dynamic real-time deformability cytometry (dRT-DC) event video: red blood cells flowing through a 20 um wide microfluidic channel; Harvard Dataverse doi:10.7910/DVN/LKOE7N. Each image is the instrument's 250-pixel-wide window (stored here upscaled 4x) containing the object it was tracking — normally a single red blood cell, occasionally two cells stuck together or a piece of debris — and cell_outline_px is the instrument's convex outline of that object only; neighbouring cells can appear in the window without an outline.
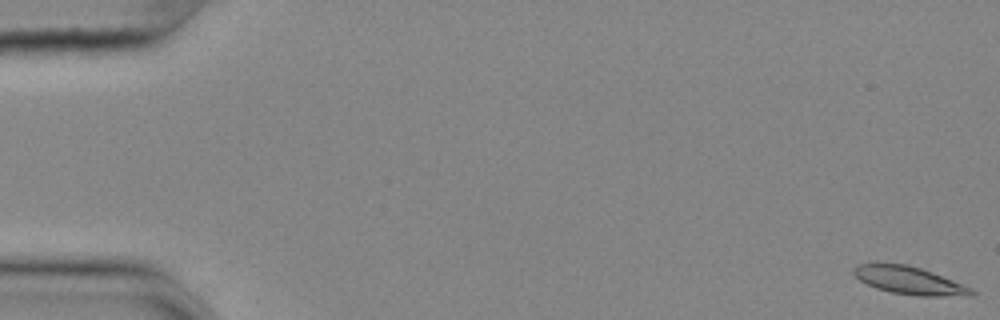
{"species": "common noctule bat (a hibernating species)", "species_latin": "Nyctalus noctula", "temperature_condition": "cold", "stored_images_in_passage": 15, "camera_frame_rate_fps": 3000, "um_per_image_px": 0.085, "animal": {"sex": "female", "body_mass_g": 25.1}, "frame": {"image": 1, "passage_image": 1, "time_ms": 0.0, "image_size_px": [1000, 320], "cell_outline_px": [[976, 292], [972, 296], [916, 296], [892, 292], [876, 288], [860, 280], [852, 272], [852, 268], [856, 264], [876, 260], [904, 264], [920, 268], [932, 272], [972, 288]], "centroid_in_image_um": [77.22, 23.8], "position_along_channel_um": 7.8, "area_um2": 19.54}}